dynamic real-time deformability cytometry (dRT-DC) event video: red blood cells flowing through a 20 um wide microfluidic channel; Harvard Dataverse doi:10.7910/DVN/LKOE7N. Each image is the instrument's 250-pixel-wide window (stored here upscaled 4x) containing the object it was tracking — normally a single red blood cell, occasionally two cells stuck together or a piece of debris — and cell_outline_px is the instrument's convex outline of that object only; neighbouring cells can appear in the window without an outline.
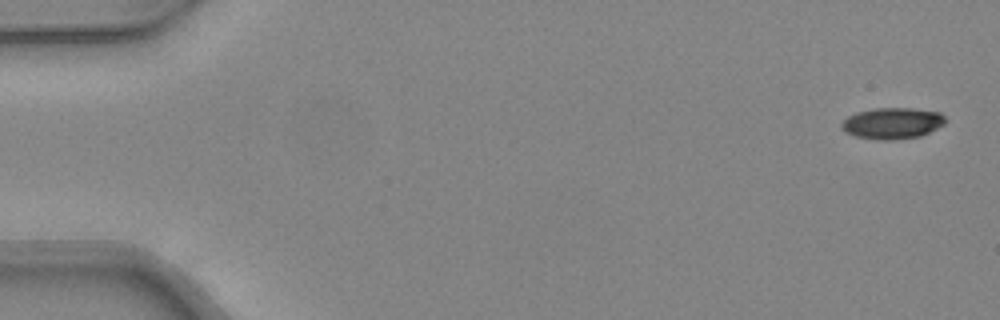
{"species": "common noctule bat (a hibernating species)", "species_latin": "Nyctalus noctula", "temperature_condition": "warm", "stored_images_in_passage": 47, "camera_frame_rate_fps": 3000, "um_per_image_px": 0.085, "animal": {"sex": "female", "body_mass_g": 24.6, "forearm_length_mm": 56.2}, "frame": {"image": 1, "passage_image": 1, "time_ms": 0.0, "image_size_px": [1000, 320], "cell_outline_px": [[948, 120], [944, 124], [920, 136], [892, 140], [880, 140], [856, 136], [844, 132], [840, 128], [840, 124], [848, 116], [856, 112], [876, 108], [912, 108], [940, 112]], "centroid_in_image_um": [75.83, 10.47], "position_along_channel_um": 9.2, "area_um2": 18.96}}
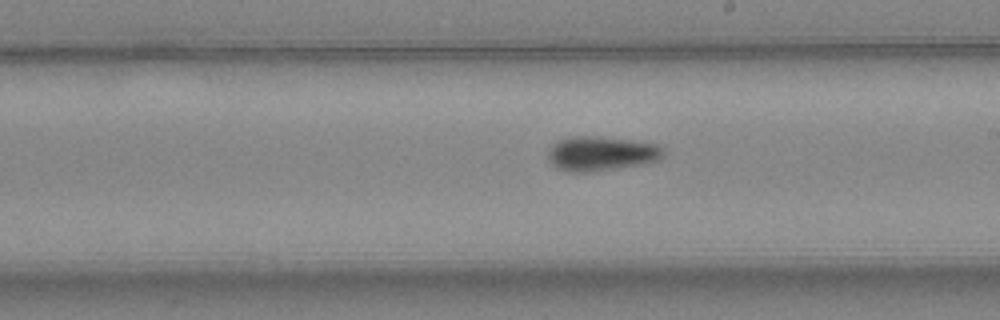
{"frame": {"image": 2, "passage_image": 27, "time_ms": 8.667, "image_size_px": [1000, 320], "cell_outline_px": [[664, 156], [660, 160], [640, 164], [616, 168], [588, 172], [568, 172], [556, 168], [548, 160], [548, 152], [552, 144], [560, 140], [572, 136], [596, 136], [632, 140], [660, 144], [664, 148]], "centroid_in_image_um": [51.12, 13.05], "position_along_channel_um": 237.9, "area_um2": 23.35}}
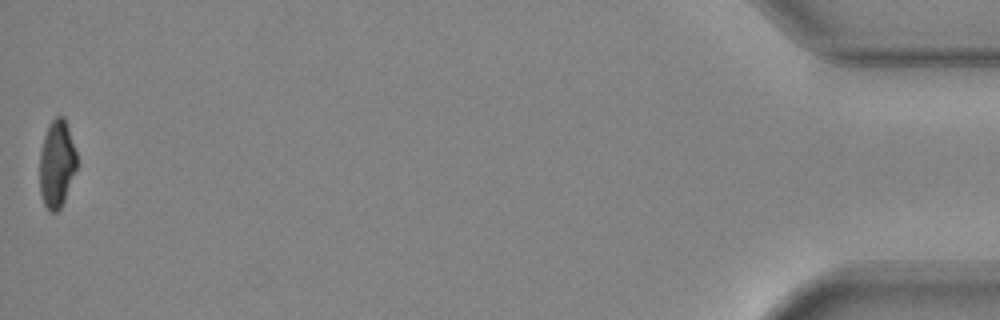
{"frame": {"image": 3, "passage_image": 47, "time_ms": 15.333, "image_size_px": [1000, 320], "cell_outline_px": [[76, 168], [64, 200], [60, 208], [56, 212], [48, 212], [44, 204], [40, 192], [40, 152], [44, 136], [48, 124], [56, 116], [64, 116], [76, 152]], "centroid_in_image_um": [4.81, 13.93], "position_along_channel_um": 430.4, "area_um2": 18.73}, "authors_computed_cell_mechanics": {"area_um2": 21.2704, "velocity_mm_per_s": 4.3577, "shape_relaxation_time_tau1_ms": 4.2875, "shape_relaxation_time_tau2_ms": 7.3339, "deformation_change_tau1": 0.1265, "deformation_change_tau2": 0.1453}}